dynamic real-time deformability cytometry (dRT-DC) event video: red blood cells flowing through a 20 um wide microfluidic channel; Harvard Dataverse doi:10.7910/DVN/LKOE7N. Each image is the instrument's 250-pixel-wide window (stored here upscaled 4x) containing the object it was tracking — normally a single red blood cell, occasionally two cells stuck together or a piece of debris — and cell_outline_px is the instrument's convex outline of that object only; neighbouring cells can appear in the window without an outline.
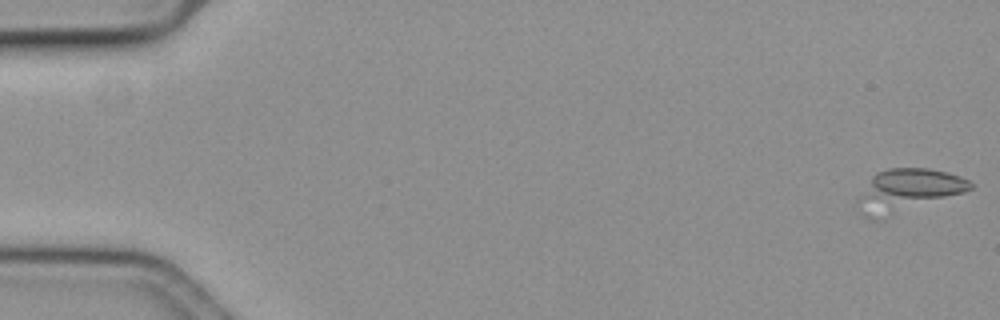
{"species": "common noctule bat (a hibernating species)", "species_latin": "Nyctalus noctula", "temperature_condition": "cold", "stored_images_in_passage": 7, "camera_frame_rate_fps": 3000, "um_per_image_px": 0.085, "animal": {"sex": "female", "body_mass_g": 19.3, "forearm_length_mm": 54.1}, "frame": {"image": 1, "passage_image": 1, "time_ms": 0.0, "image_size_px": [1000, 320], "cell_outline_px": [[972, 188], [964, 192], [884, 220], [868, 220], [860, 216], [856, 200], [872, 176], [876, 172], [888, 168], [928, 168], [944, 172], [968, 180], [972, 184]], "centroid_in_image_um": [77.05, 16.26], "position_along_channel_um": 7.9, "area_um2": 28.61}}